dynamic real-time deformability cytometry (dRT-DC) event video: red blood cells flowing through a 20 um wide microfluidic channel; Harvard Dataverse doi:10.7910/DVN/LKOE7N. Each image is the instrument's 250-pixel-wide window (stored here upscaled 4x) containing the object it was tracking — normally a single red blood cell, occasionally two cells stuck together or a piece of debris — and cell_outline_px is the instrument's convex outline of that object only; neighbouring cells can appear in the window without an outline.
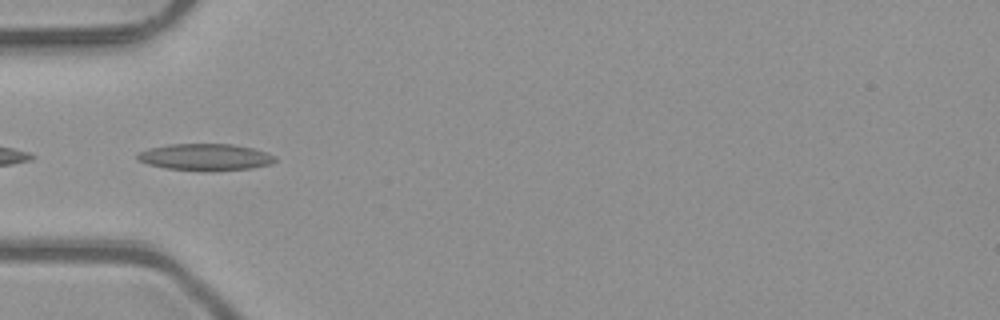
{"species": "common noctule bat (a hibernating species)", "species_latin": "Nyctalus noctula", "temperature_condition": "room temperature", "stored_images_in_passage": 2, "camera_frame_rate_fps": 3000, "um_per_image_px": 0.085, "animal": {"sex": "male", "body_mass_g": 23.1, "forearm_length_mm": 52.7}, "frame": {"image": 1, "passage_image": 1, "time_ms": 0.0, "image_size_px": [1000, 320], "cell_outline_px": [[276, 160], [272, 164], [252, 168], [212, 172], [204, 172], [168, 168], [148, 164], [136, 160], [136, 156], [140, 152], [152, 148], [172, 144], [232, 144], [252, 148], [276, 156]], "centroid_in_image_um": [17.49, 13.37], "position_along_channel_um": 67.5, "area_um2": 21.56}}
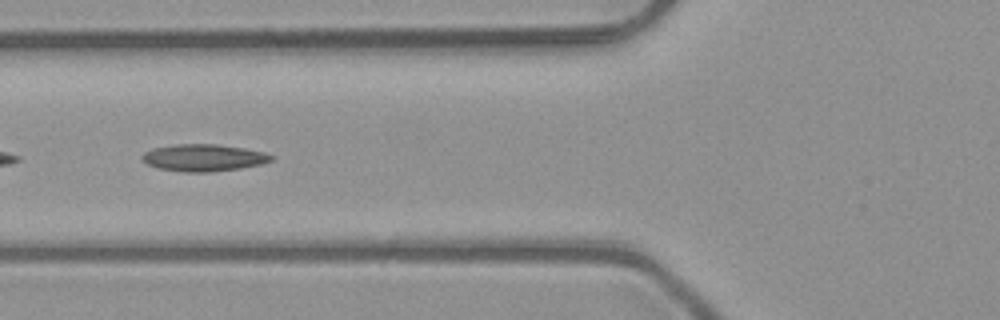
{"frame": {"image": 2, "passage_image": 2, "time_ms": 0.333, "image_size_px": [1000, 320], "cell_outline_px": [[272, 160], [260, 164], [240, 168], [208, 172], [184, 172], [156, 168], [148, 164], [140, 156], [144, 152], [152, 148], [176, 144], [216, 144], [244, 148], [264, 152], [272, 156]], "centroid_in_image_um": [17.26, 13.4], "position_along_channel_um": 108.5, "area_um2": 20.23}}